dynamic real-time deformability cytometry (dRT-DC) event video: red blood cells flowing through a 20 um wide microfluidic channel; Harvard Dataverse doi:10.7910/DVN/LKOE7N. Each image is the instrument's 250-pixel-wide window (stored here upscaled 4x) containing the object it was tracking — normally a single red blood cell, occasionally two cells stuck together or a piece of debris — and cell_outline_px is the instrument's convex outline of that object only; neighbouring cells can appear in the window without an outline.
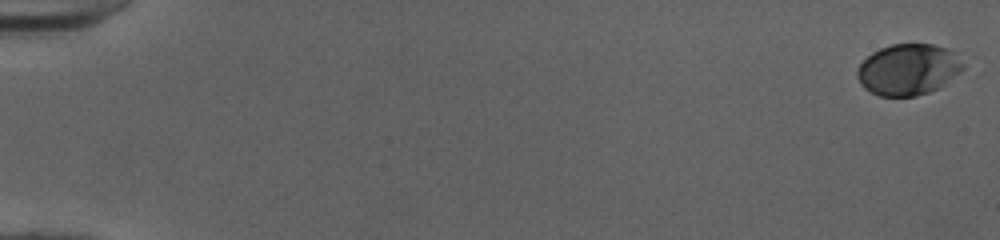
{"species": "human", "species_latin": "Homo sapiens", "temperature_condition": "cold", "stored_images_in_passage": 53, "camera_frame_rate_fps": 3000, "um_per_image_px": 0.085, "donor": {"sex": "female"}, "frame": {"image": 1, "passage_image": 1, "time_ms": 0.0, "image_size_px": [1000, 240], "cell_outline_px": [[964, 68], [960, 72], [940, 88], [916, 96], [880, 96], [864, 88], [860, 84], [856, 76], [856, 72], [860, 64], [872, 52], [880, 48], [892, 44], [932, 44], [948, 48], [964, 64]], "centroid_in_image_um": [77.19, 5.91], "position_along_channel_um": 7.8, "area_um2": 31.56}}
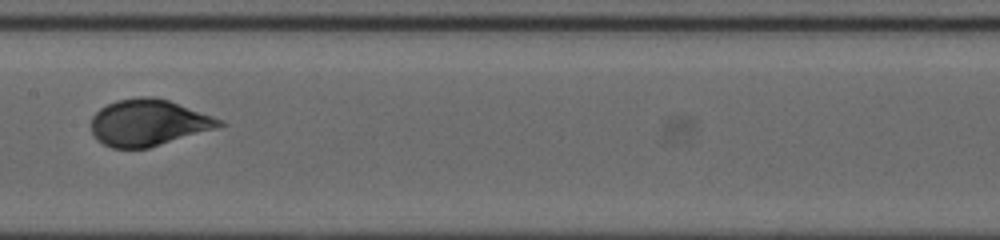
{"frame": {"image": 2, "passage_image": 29, "time_ms": 9.333, "image_size_px": [1000, 240], "cell_outline_px": [[228, 124], [216, 128], [148, 148], [112, 148], [96, 140], [92, 132], [92, 116], [100, 108], [116, 100], [136, 96], [152, 96], [168, 100], [212, 116]], "centroid_in_image_um": [12.58, 10.42], "position_along_channel_um": 194.8, "area_um2": 34.51}}
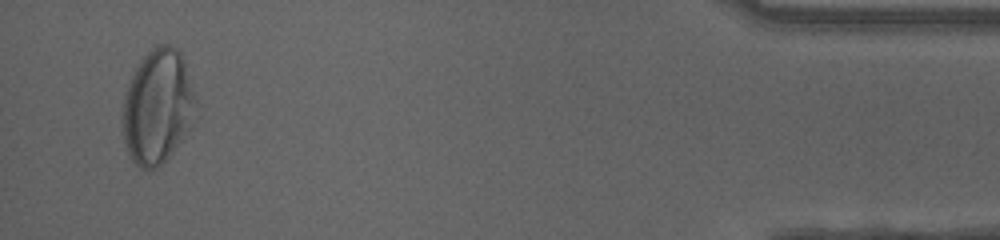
{"frame": {"image": 3, "passage_image": 51, "time_ms": 16.667, "image_size_px": [1000, 240], "cell_outline_px": [[196, 100], [192, 124], [184, 136], [172, 152], [156, 168], [148, 172], [140, 168], [132, 160], [128, 152], [124, 140], [120, 120], [120, 112], [124, 96], [128, 84], [136, 68], [144, 56], [156, 44], [168, 44], [176, 48], [180, 52], [184, 60]], "centroid_in_image_um": [13.36, 9.08], "position_along_channel_um": 421.8, "area_um2": 48.96}, "authors_computed_cell_mechanics": {"area_um2": 33.9864, "velocity_mm_per_s": 4.0105, "shape_relaxation_time_tau1_ms": 2.6189, "shape_relaxation_time_tau2_ms": null, "deformation_change_tau1": 0.1478, "deformation_change_tau2": null}}